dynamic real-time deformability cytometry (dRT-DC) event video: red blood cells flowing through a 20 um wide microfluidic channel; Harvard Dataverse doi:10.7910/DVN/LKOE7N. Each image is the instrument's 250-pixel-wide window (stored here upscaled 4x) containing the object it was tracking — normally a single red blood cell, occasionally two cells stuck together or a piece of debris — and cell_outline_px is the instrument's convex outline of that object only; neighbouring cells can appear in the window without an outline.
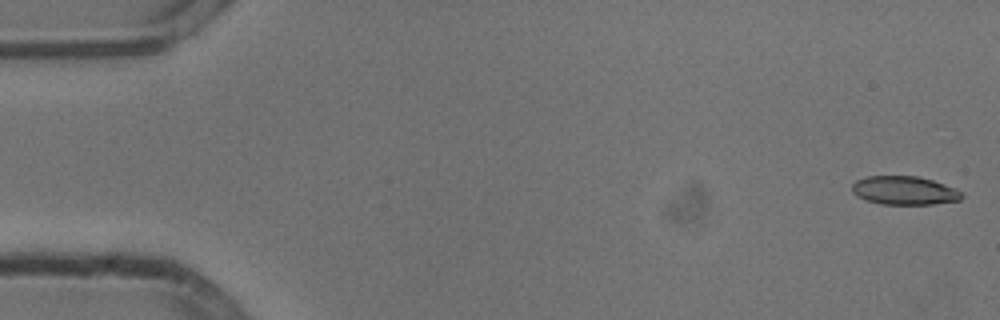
{"species": "common noctule bat (a hibernating species)", "species_latin": "Nyctalus noctula", "temperature_condition": "cold", "stored_images_in_passage": 52, "camera_frame_rate_fps": 3000, "um_per_image_px": 0.085, "animal": {"sex": "male", "body_mass_g": 13.3}, "frame": {"image": 1, "passage_image": 1, "time_ms": 0.0, "image_size_px": [1000, 320], "cell_outline_px": [[964, 196], [960, 200], [932, 204], [880, 204], [864, 200], [856, 196], [852, 192], [852, 184], [856, 180], [868, 176], [920, 176], [956, 188]], "centroid_in_image_um": [76.85, 16.19], "position_along_channel_um": 8.2, "area_um2": 18.38}}
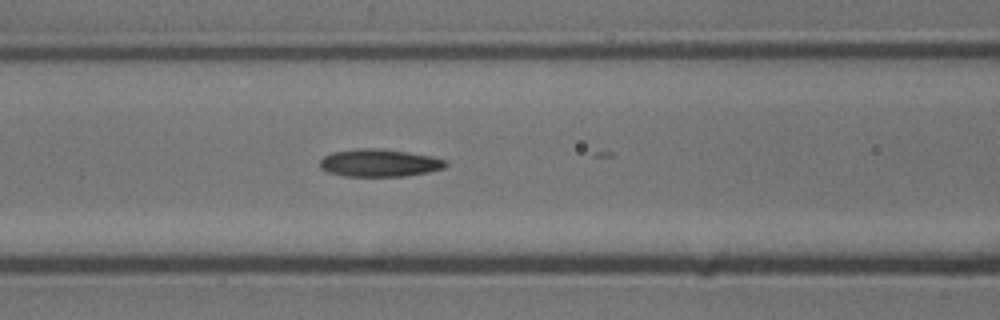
{"frame": {"image": 2, "passage_image": 22, "time_ms": 7.0, "image_size_px": [1000, 320], "cell_outline_px": [[448, 164], [444, 168], [428, 172], [408, 176], [344, 176], [328, 172], [320, 168], [320, 160], [324, 156], [332, 152], [360, 148], [372, 148], [404, 152], [428, 156], [444, 160]], "centroid_in_image_um": [32.2, 13.86], "position_along_channel_um": 134.4, "area_um2": 19.94}}
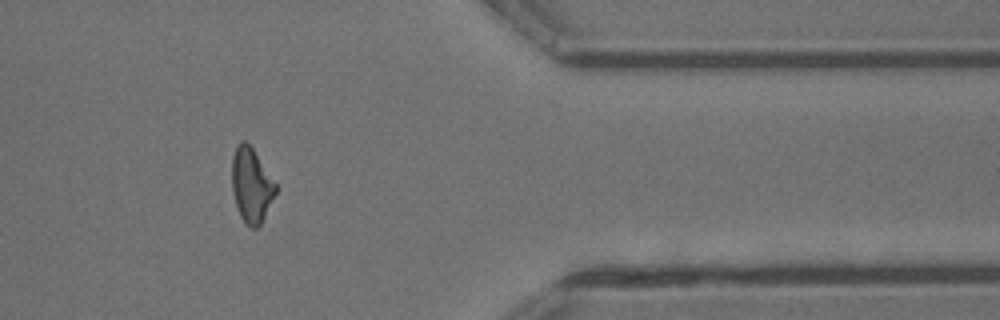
{"frame": {"image": 3, "passage_image": 44, "time_ms": 14.333, "image_size_px": [1000, 320], "cell_outline_px": [[276, 192], [260, 224], [256, 228], [252, 228], [244, 224], [240, 216], [236, 204], [232, 188], [232, 156], [236, 144], [244, 140], [252, 148], [276, 184]], "centroid_in_image_um": [21.34, 15.74], "position_along_channel_um": 390.1, "area_um2": 18.67}, "authors_computed_cell_mechanics": {"area_um2": 19.2763, "velocity_mm_per_s": 3.795, "shape_relaxation_time_tau1_ms": null, "shape_relaxation_time_tau2_ms": 9.0897, "deformation_change_tau1": null, "deformation_change_tau2": 0.2162}}